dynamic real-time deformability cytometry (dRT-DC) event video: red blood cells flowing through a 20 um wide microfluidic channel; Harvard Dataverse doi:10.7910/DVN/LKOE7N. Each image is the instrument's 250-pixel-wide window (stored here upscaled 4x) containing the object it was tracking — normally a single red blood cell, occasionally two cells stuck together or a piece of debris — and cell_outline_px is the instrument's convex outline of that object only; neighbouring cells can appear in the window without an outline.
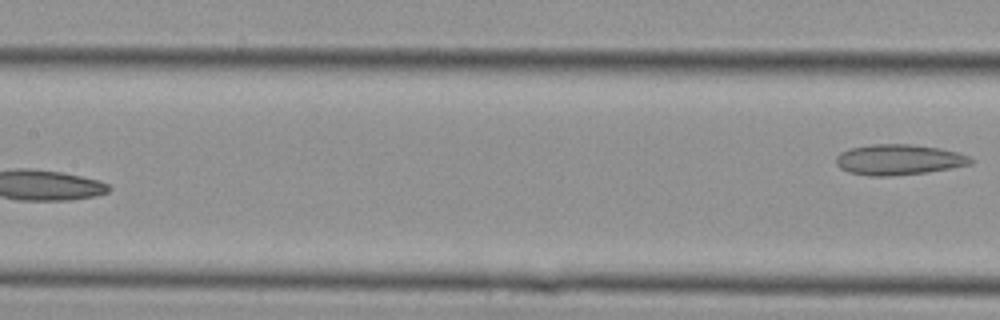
{"species": "Egyptian fruit bat (a non-hibernating species)", "species_latin": "Rousettus aegyptiacus", "temperature_condition": "cold", "stored_images_in_passage": 14, "segment_of_instrument_passage": [2, 2], "camera_frame_rate_fps": 3000, "um_per_image_px": 0.085, "animal": {"sex": "female"}, "frame": {"image": 1, "passage_image": 14, "time_ms": 4.333, "image_size_px": [1000, 320], "cell_outline_px": [[976, 160], [972, 164], [952, 168], [928, 172], [892, 176], [868, 176], [848, 172], [840, 168], [836, 164], [836, 156], [840, 152], [848, 148], [872, 144], [908, 144], [940, 148], [956, 152], [968, 156]], "centroid_in_image_um": [76.38, 13.57], "position_along_channel_um": 131.0, "area_um2": 24.22}}